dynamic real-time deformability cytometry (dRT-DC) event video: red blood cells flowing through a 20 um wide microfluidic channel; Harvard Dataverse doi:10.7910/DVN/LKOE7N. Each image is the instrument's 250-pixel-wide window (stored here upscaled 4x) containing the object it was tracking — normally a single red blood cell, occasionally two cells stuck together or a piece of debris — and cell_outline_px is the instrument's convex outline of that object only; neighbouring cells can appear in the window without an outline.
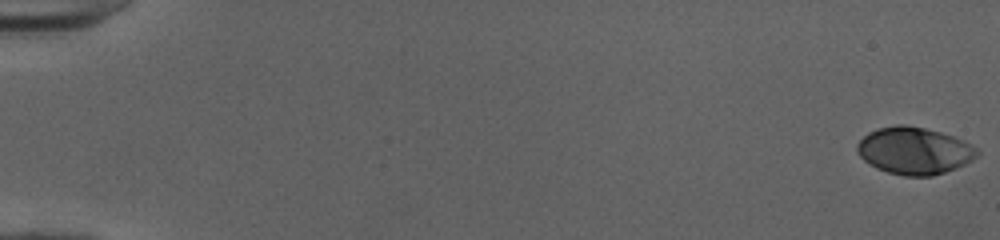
{"species": "human", "species_latin": "Homo sapiens", "temperature_condition": "cold", "stored_images_in_passage": 13, "camera_frame_rate_fps": 3000, "um_per_image_px": 0.085, "donor": {"sex": "female"}, "frame": {"image": 1, "passage_image": 1, "time_ms": 0.0, "image_size_px": [1000, 240], "cell_outline_px": [[980, 152], [972, 160], [956, 168], [932, 176], [904, 176], [888, 172], [876, 168], [864, 160], [860, 156], [856, 148], [856, 144], [868, 132], [876, 128], [896, 124], [904, 124], [924, 128], [940, 132], [952, 136], [976, 148]], "centroid_in_image_um": [77.67, 12.81], "position_along_channel_um": 7.3, "area_um2": 32.77}}